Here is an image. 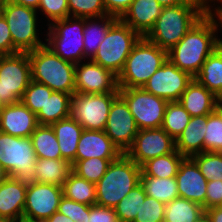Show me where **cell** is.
Segmentation results:
<instances>
[{
    "label": "cell",
    "instance_id": "f6af8a7d",
    "mask_svg": "<svg viewBox=\"0 0 222 222\" xmlns=\"http://www.w3.org/2000/svg\"><path fill=\"white\" fill-rule=\"evenodd\" d=\"M87 222H119L114 208L91 205Z\"/></svg>",
    "mask_w": 222,
    "mask_h": 222
},
{
    "label": "cell",
    "instance_id": "db71d44e",
    "mask_svg": "<svg viewBox=\"0 0 222 222\" xmlns=\"http://www.w3.org/2000/svg\"><path fill=\"white\" fill-rule=\"evenodd\" d=\"M163 7L177 6L189 2L190 0H156Z\"/></svg>",
    "mask_w": 222,
    "mask_h": 222
},
{
    "label": "cell",
    "instance_id": "ee69618b",
    "mask_svg": "<svg viewBox=\"0 0 222 222\" xmlns=\"http://www.w3.org/2000/svg\"><path fill=\"white\" fill-rule=\"evenodd\" d=\"M89 210V205L78 203L66 198L65 196H62L58 206V212L70 217L74 222H87Z\"/></svg>",
    "mask_w": 222,
    "mask_h": 222
},
{
    "label": "cell",
    "instance_id": "4316f807",
    "mask_svg": "<svg viewBox=\"0 0 222 222\" xmlns=\"http://www.w3.org/2000/svg\"><path fill=\"white\" fill-rule=\"evenodd\" d=\"M35 182L63 187L72 172V164L65 159L37 158L34 166Z\"/></svg>",
    "mask_w": 222,
    "mask_h": 222
},
{
    "label": "cell",
    "instance_id": "2e32d148",
    "mask_svg": "<svg viewBox=\"0 0 222 222\" xmlns=\"http://www.w3.org/2000/svg\"><path fill=\"white\" fill-rule=\"evenodd\" d=\"M175 150V140L159 127L138 130L125 154L141 167L148 160L170 154Z\"/></svg>",
    "mask_w": 222,
    "mask_h": 222
},
{
    "label": "cell",
    "instance_id": "603a6c76",
    "mask_svg": "<svg viewBox=\"0 0 222 222\" xmlns=\"http://www.w3.org/2000/svg\"><path fill=\"white\" fill-rule=\"evenodd\" d=\"M179 102L191 117L209 115L220 106L221 100L195 78L188 84Z\"/></svg>",
    "mask_w": 222,
    "mask_h": 222
},
{
    "label": "cell",
    "instance_id": "91938a15",
    "mask_svg": "<svg viewBox=\"0 0 222 222\" xmlns=\"http://www.w3.org/2000/svg\"><path fill=\"white\" fill-rule=\"evenodd\" d=\"M2 12H3V5L0 4V16H2Z\"/></svg>",
    "mask_w": 222,
    "mask_h": 222
},
{
    "label": "cell",
    "instance_id": "4fadbf2b",
    "mask_svg": "<svg viewBox=\"0 0 222 222\" xmlns=\"http://www.w3.org/2000/svg\"><path fill=\"white\" fill-rule=\"evenodd\" d=\"M63 196V188L54 184L28 182L23 220L46 221L55 212Z\"/></svg>",
    "mask_w": 222,
    "mask_h": 222
},
{
    "label": "cell",
    "instance_id": "8fae6325",
    "mask_svg": "<svg viewBox=\"0 0 222 222\" xmlns=\"http://www.w3.org/2000/svg\"><path fill=\"white\" fill-rule=\"evenodd\" d=\"M119 93L79 94L71 97L70 116L83 130L104 131L113 100Z\"/></svg>",
    "mask_w": 222,
    "mask_h": 222
},
{
    "label": "cell",
    "instance_id": "ba28073f",
    "mask_svg": "<svg viewBox=\"0 0 222 222\" xmlns=\"http://www.w3.org/2000/svg\"><path fill=\"white\" fill-rule=\"evenodd\" d=\"M140 38L137 32L118 19L106 33L105 39L91 60L118 76Z\"/></svg>",
    "mask_w": 222,
    "mask_h": 222
},
{
    "label": "cell",
    "instance_id": "d4e9b609",
    "mask_svg": "<svg viewBox=\"0 0 222 222\" xmlns=\"http://www.w3.org/2000/svg\"><path fill=\"white\" fill-rule=\"evenodd\" d=\"M51 127L56 134L62 159L72 163L76 157L77 145L83 127L71 116L53 123Z\"/></svg>",
    "mask_w": 222,
    "mask_h": 222
},
{
    "label": "cell",
    "instance_id": "5b68a950",
    "mask_svg": "<svg viewBox=\"0 0 222 222\" xmlns=\"http://www.w3.org/2000/svg\"><path fill=\"white\" fill-rule=\"evenodd\" d=\"M168 51L141 37L134 45L122 72L119 88H139L166 62Z\"/></svg>",
    "mask_w": 222,
    "mask_h": 222
},
{
    "label": "cell",
    "instance_id": "ffe728a7",
    "mask_svg": "<svg viewBox=\"0 0 222 222\" xmlns=\"http://www.w3.org/2000/svg\"><path fill=\"white\" fill-rule=\"evenodd\" d=\"M27 182L3 176L0 181V216L13 222H22Z\"/></svg>",
    "mask_w": 222,
    "mask_h": 222
},
{
    "label": "cell",
    "instance_id": "f907efd6",
    "mask_svg": "<svg viewBox=\"0 0 222 222\" xmlns=\"http://www.w3.org/2000/svg\"><path fill=\"white\" fill-rule=\"evenodd\" d=\"M210 10L214 13L216 18L218 19V22H219V25H220V30H222V1H217V2L211 3L210 4ZM220 42H221V46H222V38H220Z\"/></svg>",
    "mask_w": 222,
    "mask_h": 222
},
{
    "label": "cell",
    "instance_id": "7c38bea8",
    "mask_svg": "<svg viewBox=\"0 0 222 222\" xmlns=\"http://www.w3.org/2000/svg\"><path fill=\"white\" fill-rule=\"evenodd\" d=\"M119 95L125 100L138 130L162 126L167 100L139 88H119Z\"/></svg>",
    "mask_w": 222,
    "mask_h": 222
},
{
    "label": "cell",
    "instance_id": "d6986e66",
    "mask_svg": "<svg viewBox=\"0 0 222 222\" xmlns=\"http://www.w3.org/2000/svg\"><path fill=\"white\" fill-rule=\"evenodd\" d=\"M179 197L200 204L205 209L207 180L191 157H185L176 175Z\"/></svg>",
    "mask_w": 222,
    "mask_h": 222
},
{
    "label": "cell",
    "instance_id": "83f0119b",
    "mask_svg": "<svg viewBox=\"0 0 222 222\" xmlns=\"http://www.w3.org/2000/svg\"><path fill=\"white\" fill-rule=\"evenodd\" d=\"M194 78L216 97L222 99V46L208 56Z\"/></svg>",
    "mask_w": 222,
    "mask_h": 222
},
{
    "label": "cell",
    "instance_id": "cb8c5ba5",
    "mask_svg": "<svg viewBox=\"0 0 222 222\" xmlns=\"http://www.w3.org/2000/svg\"><path fill=\"white\" fill-rule=\"evenodd\" d=\"M207 115L191 117L188 125L175 140L176 150L185 157L204 152Z\"/></svg>",
    "mask_w": 222,
    "mask_h": 222
},
{
    "label": "cell",
    "instance_id": "74e56055",
    "mask_svg": "<svg viewBox=\"0 0 222 222\" xmlns=\"http://www.w3.org/2000/svg\"><path fill=\"white\" fill-rule=\"evenodd\" d=\"M204 151L222 152V106L207 115Z\"/></svg>",
    "mask_w": 222,
    "mask_h": 222
},
{
    "label": "cell",
    "instance_id": "ab89813d",
    "mask_svg": "<svg viewBox=\"0 0 222 222\" xmlns=\"http://www.w3.org/2000/svg\"><path fill=\"white\" fill-rule=\"evenodd\" d=\"M52 92L53 90H51L47 85L31 81L25 89L20 101L34 114H37L41 108H44L45 102Z\"/></svg>",
    "mask_w": 222,
    "mask_h": 222
},
{
    "label": "cell",
    "instance_id": "bcb514c9",
    "mask_svg": "<svg viewBox=\"0 0 222 222\" xmlns=\"http://www.w3.org/2000/svg\"><path fill=\"white\" fill-rule=\"evenodd\" d=\"M217 206H222V181H207L205 210Z\"/></svg>",
    "mask_w": 222,
    "mask_h": 222
},
{
    "label": "cell",
    "instance_id": "6da1fadb",
    "mask_svg": "<svg viewBox=\"0 0 222 222\" xmlns=\"http://www.w3.org/2000/svg\"><path fill=\"white\" fill-rule=\"evenodd\" d=\"M219 30V31H218ZM220 25L209 10L187 34L168 51V59L193 78L199 73L208 56L221 46Z\"/></svg>",
    "mask_w": 222,
    "mask_h": 222
},
{
    "label": "cell",
    "instance_id": "f5cc1de1",
    "mask_svg": "<svg viewBox=\"0 0 222 222\" xmlns=\"http://www.w3.org/2000/svg\"><path fill=\"white\" fill-rule=\"evenodd\" d=\"M41 0H11L12 3L38 9Z\"/></svg>",
    "mask_w": 222,
    "mask_h": 222
},
{
    "label": "cell",
    "instance_id": "30bf717a",
    "mask_svg": "<svg viewBox=\"0 0 222 222\" xmlns=\"http://www.w3.org/2000/svg\"><path fill=\"white\" fill-rule=\"evenodd\" d=\"M32 81L31 63L26 52L0 56V104L20 102Z\"/></svg>",
    "mask_w": 222,
    "mask_h": 222
},
{
    "label": "cell",
    "instance_id": "d6a6232c",
    "mask_svg": "<svg viewBox=\"0 0 222 222\" xmlns=\"http://www.w3.org/2000/svg\"><path fill=\"white\" fill-rule=\"evenodd\" d=\"M185 156L177 150L170 154L150 159L141 166V170L151 177L171 178L176 177L180 164Z\"/></svg>",
    "mask_w": 222,
    "mask_h": 222
},
{
    "label": "cell",
    "instance_id": "f1b7e54d",
    "mask_svg": "<svg viewBox=\"0 0 222 222\" xmlns=\"http://www.w3.org/2000/svg\"><path fill=\"white\" fill-rule=\"evenodd\" d=\"M71 94L53 91L36 114L39 125H49L70 116Z\"/></svg>",
    "mask_w": 222,
    "mask_h": 222
},
{
    "label": "cell",
    "instance_id": "5bb4252c",
    "mask_svg": "<svg viewBox=\"0 0 222 222\" xmlns=\"http://www.w3.org/2000/svg\"><path fill=\"white\" fill-rule=\"evenodd\" d=\"M193 77L169 59L148 79L142 88L168 102L179 101Z\"/></svg>",
    "mask_w": 222,
    "mask_h": 222
},
{
    "label": "cell",
    "instance_id": "680465c9",
    "mask_svg": "<svg viewBox=\"0 0 222 222\" xmlns=\"http://www.w3.org/2000/svg\"><path fill=\"white\" fill-rule=\"evenodd\" d=\"M8 2H11V0H0L1 5H6Z\"/></svg>",
    "mask_w": 222,
    "mask_h": 222
},
{
    "label": "cell",
    "instance_id": "836d02e7",
    "mask_svg": "<svg viewBox=\"0 0 222 222\" xmlns=\"http://www.w3.org/2000/svg\"><path fill=\"white\" fill-rule=\"evenodd\" d=\"M63 196L86 205L96 204V186L94 183L71 172L63 185Z\"/></svg>",
    "mask_w": 222,
    "mask_h": 222
},
{
    "label": "cell",
    "instance_id": "e575fe53",
    "mask_svg": "<svg viewBox=\"0 0 222 222\" xmlns=\"http://www.w3.org/2000/svg\"><path fill=\"white\" fill-rule=\"evenodd\" d=\"M190 119L191 115L179 101L168 102L161 128L176 140L186 128Z\"/></svg>",
    "mask_w": 222,
    "mask_h": 222
},
{
    "label": "cell",
    "instance_id": "6f0895ef",
    "mask_svg": "<svg viewBox=\"0 0 222 222\" xmlns=\"http://www.w3.org/2000/svg\"><path fill=\"white\" fill-rule=\"evenodd\" d=\"M22 222H46L42 220H22Z\"/></svg>",
    "mask_w": 222,
    "mask_h": 222
},
{
    "label": "cell",
    "instance_id": "277c9868",
    "mask_svg": "<svg viewBox=\"0 0 222 222\" xmlns=\"http://www.w3.org/2000/svg\"><path fill=\"white\" fill-rule=\"evenodd\" d=\"M32 81L47 85L51 90L75 93V64L63 60L46 45L28 52Z\"/></svg>",
    "mask_w": 222,
    "mask_h": 222
},
{
    "label": "cell",
    "instance_id": "4dcf8cb0",
    "mask_svg": "<svg viewBox=\"0 0 222 222\" xmlns=\"http://www.w3.org/2000/svg\"><path fill=\"white\" fill-rule=\"evenodd\" d=\"M31 140L36 158L62 159L59 143L51 126L39 125L31 134Z\"/></svg>",
    "mask_w": 222,
    "mask_h": 222
},
{
    "label": "cell",
    "instance_id": "d590c367",
    "mask_svg": "<svg viewBox=\"0 0 222 222\" xmlns=\"http://www.w3.org/2000/svg\"><path fill=\"white\" fill-rule=\"evenodd\" d=\"M146 194L139 183L115 207L119 222H133L143 204Z\"/></svg>",
    "mask_w": 222,
    "mask_h": 222
},
{
    "label": "cell",
    "instance_id": "9c48e42d",
    "mask_svg": "<svg viewBox=\"0 0 222 222\" xmlns=\"http://www.w3.org/2000/svg\"><path fill=\"white\" fill-rule=\"evenodd\" d=\"M34 8L8 2L3 6L4 16L13 41V54L17 52H30L45 45L40 38L39 15Z\"/></svg>",
    "mask_w": 222,
    "mask_h": 222
},
{
    "label": "cell",
    "instance_id": "681fc988",
    "mask_svg": "<svg viewBox=\"0 0 222 222\" xmlns=\"http://www.w3.org/2000/svg\"><path fill=\"white\" fill-rule=\"evenodd\" d=\"M211 222H222V206L212 207L205 210Z\"/></svg>",
    "mask_w": 222,
    "mask_h": 222
},
{
    "label": "cell",
    "instance_id": "f546056e",
    "mask_svg": "<svg viewBox=\"0 0 222 222\" xmlns=\"http://www.w3.org/2000/svg\"><path fill=\"white\" fill-rule=\"evenodd\" d=\"M140 184L143 186L148 197L168 204L173 199L179 197L177 181L175 177L156 178L146 175L142 170L140 174Z\"/></svg>",
    "mask_w": 222,
    "mask_h": 222
},
{
    "label": "cell",
    "instance_id": "8992f818",
    "mask_svg": "<svg viewBox=\"0 0 222 222\" xmlns=\"http://www.w3.org/2000/svg\"><path fill=\"white\" fill-rule=\"evenodd\" d=\"M36 159L31 137H15L0 132V172L4 176L35 182Z\"/></svg>",
    "mask_w": 222,
    "mask_h": 222
},
{
    "label": "cell",
    "instance_id": "8d00e7d4",
    "mask_svg": "<svg viewBox=\"0 0 222 222\" xmlns=\"http://www.w3.org/2000/svg\"><path fill=\"white\" fill-rule=\"evenodd\" d=\"M114 160L116 159H102L97 157L79 160L72 165V172L96 184L106 173L108 166Z\"/></svg>",
    "mask_w": 222,
    "mask_h": 222
},
{
    "label": "cell",
    "instance_id": "ac0fdd59",
    "mask_svg": "<svg viewBox=\"0 0 222 222\" xmlns=\"http://www.w3.org/2000/svg\"><path fill=\"white\" fill-rule=\"evenodd\" d=\"M39 126L37 116L21 101L0 109V132L15 137H31Z\"/></svg>",
    "mask_w": 222,
    "mask_h": 222
},
{
    "label": "cell",
    "instance_id": "c3c4849f",
    "mask_svg": "<svg viewBox=\"0 0 222 222\" xmlns=\"http://www.w3.org/2000/svg\"><path fill=\"white\" fill-rule=\"evenodd\" d=\"M134 0H104L107 15L120 19Z\"/></svg>",
    "mask_w": 222,
    "mask_h": 222
},
{
    "label": "cell",
    "instance_id": "60d3db41",
    "mask_svg": "<svg viewBox=\"0 0 222 222\" xmlns=\"http://www.w3.org/2000/svg\"><path fill=\"white\" fill-rule=\"evenodd\" d=\"M69 16L95 18L107 15L104 0H68Z\"/></svg>",
    "mask_w": 222,
    "mask_h": 222
},
{
    "label": "cell",
    "instance_id": "7dc6e473",
    "mask_svg": "<svg viewBox=\"0 0 222 222\" xmlns=\"http://www.w3.org/2000/svg\"><path fill=\"white\" fill-rule=\"evenodd\" d=\"M13 54V41L9 26L4 18L0 16V56Z\"/></svg>",
    "mask_w": 222,
    "mask_h": 222
},
{
    "label": "cell",
    "instance_id": "1f68e13d",
    "mask_svg": "<svg viewBox=\"0 0 222 222\" xmlns=\"http://www.w3.org/2000/svg\"><path fill=\"white\" fill-rule=\"evenodd\" d=\"M204 213L200 204L177 197L166 204L164 222H195Z\"/></svg>",
    "mask_w": 222,
    "mask_h": 222
},
{
    "label": "cell",
    "instance_id": "9f6ffc18",
    "mask_svg": "<svg viewBox=\"0 0 222 222\" xmlns=\"http://www.w3.org/2000/svg\"><path fill=\"white\" fill-rule=\"evenodd\" d=\"M0 222H13L11 221L9 218L4 217V216H0Z\"/></svg>",
    "mask_w": 222,
    "mask_h": 222
},
{
    "label": "cell",
    "instance_id": "7bdbcfd3",
    "mask_svg": "<svg viewBox=\"0 0 222 222\" xmlns=\"http://www.w3.org/2000/svg\"><path fill=\"white\" fill-rule=\"evenodd\" d=\"M37 11L46 17V26H49L52 22L69 16L68 0H41Z\"/></svg>",
    "mask_w": 222,
    "mask_h": 222
},
{
    "label": "cell",
    "instance_id": "816d5d0a",
    "mask_svg": "<svg viewBox=\"0 0 222 222\" xmlns=\"http://www.w3.org/2000/svg\"><path fill=\"white\" fill-rule=\"evenodd\" d=\"M46 222H74L70 217H67L58 211L55 212Z\"/></svg>",
    "mask_w": 222,
    "mask_h": 222
},
{
    "label": "cell",
    "instance_id": "f35d334b",
    "mask_svg": "<svg viewBox=\"0 0 222 222\" xmlns=\"http://www.w3.org/2000/svg\"><path fill=\"white\" fill-rule=\"evenodd\" d=\"M191 158L196 162L207 181H222V152L204 151L192 155Z\"/></svg>",
    "mask_w": 222,
    "mask_h": 222
},
{
    "label": "cell",
    "instance_id": "e0dca14e",
    "mask_svg": "<svg viewBox=\"0 0 222 222\" xmlns=\"http://www.w3.org/2000/svg\"><path fill=\"white\" fill-rule=\"evenodd\" d=\"M104 131L122 154L131 147L138 133L134 117L120 95L112 102Z\"/></svg>",
    "mask_w": 222,
    "mask_h": 222
},
{
    "label": "cell",
    "instance_id": "7a4b0ae2",
    "mask_svg": "<svg viewBox=\"0 0 222 222\" xmlns=\"http://www.w3.org/2000/svg\"><path fill=\"white\" fill-rule=\"evenodd\" d=\"M209 10L210 3L207 0H190L177 6L163 7L145 38L169 51Z\"/></svg>",
    "mask_w": 222,
    "mask_h": 222
},
{
    "label": "cell",
    "instance_id": "94428289",
    "mask_svg": "<svg viewBox=\"0 0 222 222\" xmlns=\"http://www.w3.org/2000/svg\"><path fill=\"white\" fill-rule=\"evenodd\" d=\"M210 4L213 2H217V1H222V0H207Z\"/></svg>",
    "mask_w": 222,
    "mask_h": 222
},
{
    "label": "cell",
    "instance_id": "3957f363",
    "mask_svg": "<svg viewBox=\"0 0 222 222\" xmlns=\"http://www.w3.org/2000/svg\"><path fill=\"white\" fill-rule=\"evenodd\" d=\"M140 174L141 167L126 154H121L95 184L96 204L114 208L140 183Z\"/></svg>",
    "mask_w": 222,
    "mask_h": 222
},
{
    "label": "cell",
    "instance_id": "b9f144b4",
    "mask_svg": "<svg viewBox=\"0 0 222 222\" xmlns=\"http://www.w3.org/2000/svg\"><path fill=\"white\" fill-rule=\"evenodd\" d=\"M166 204L146 196L133 222H164Z\"/></svg>",
    "mask_w": 222,
    "mask_h": 222
},
{
    "label": "cell",
    "instance_id": "9a60e30c",
    "mask_svg": "<svg viewBox=\"0 0 222 222\" xmlns=\"http://www.w3.org/2000/svg\"><path fill=\"white\" fill-rule=\"evenodd\" d=\"M75 93H119L118 76L87 59L75 65Z\"/></svg>",
    "mask_w": 222,
    "mask_h": 222
},
{
    "label": "cell",
    "instance_id": "11a10c76",
    "mask_svg": "<svg viewBox=\"0 0 222 222\" xmlns=\"http://www.w3.org/2000/svg\"><path fill=\"white\" fill-rule=\"evenodd\" d=\"M195 222H211L210 218L207 216L206 213H204L198 220Z\"/></svg>",
    "mask_w": 222,
    "mask_h": 222
},
{
    "label": "cell",
    "instance_id": "484cf974",
    "mask_svg": "<svg viewBox=\"0 0 222 222\" xmlns=\"http://www.w3.org/2000/svg\"><path fill=\"white\" fill-rule=\"evenodd\" d=\"M118 20L112 15L84 18L83 44L86 59H92L110 27Z\"/></svg>",
    "mask_w": 222,
    "mask_h": 222
},
{
    "label": "cell",
    "instance_id": "52a82bcc",
    "mask_svg": "<svg viewBox=\"0 0 222 222\" xmlns=\"http://www.w3.org/2000/svg\"><path fill=\"white\" fill-rule=\"evenodd\" d=\"M45 45L63 60L73 64L85 61L84 18L68 16L47 27Z\"/></svg>",
    "mask_w": 222,
    "mask_h": 222
},
{
    "label": "cell",
    "instance_id": "44dd1931",
    "mask_svg": "<svg viewBox=\"0 0 222 222\" xmlns=\"http://www.w3.org/2000/svg\"><path fill=\"white\" fill-rule=\"evenodd\" d=\"M121 154L105 131L83 130L77 145L75 160L71 164L92 157L117 159Z\"/></svg>",
    "mask_w": 222,
    "mask_h": 222
},
{
    "label": "cell",
    "instance_id": "7402d4cb",
    "mask_svg": "<svg viewBox=\"0 0 222 222\" xmlns=\"http://www.w3.org/2000/svg\"><path fill=\"white\" fill-rule=\"evenodd\" d=\"M162 8L156 0H134L120 20L145 37L153 28Z\"/></svg>",
    "mask_w": 222,
    "mask_h": 222
}]
</instances>
